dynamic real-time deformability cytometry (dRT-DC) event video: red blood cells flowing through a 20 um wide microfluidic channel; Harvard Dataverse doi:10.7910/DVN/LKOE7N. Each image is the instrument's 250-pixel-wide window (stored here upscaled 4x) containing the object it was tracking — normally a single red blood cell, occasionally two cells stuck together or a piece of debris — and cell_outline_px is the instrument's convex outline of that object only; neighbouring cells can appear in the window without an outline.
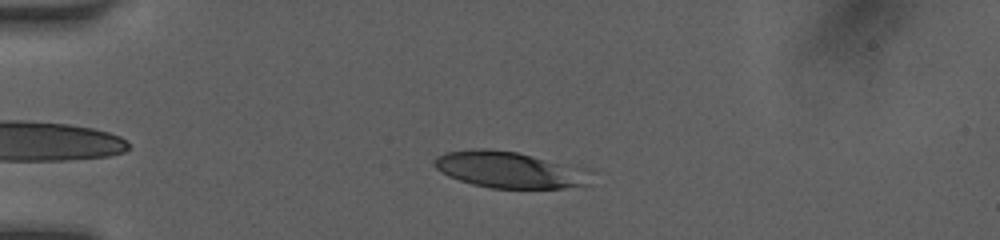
{"species": "human", "species_latin": "Homo sapiens", "temperature_condition": "room temperature", "stored_images_in_passage": 37, "camera_frame_rate_fps": 3000, "um_per_image_px": 0.085, "donor": {"sex": "female"}, "frame": {"image": 1, "passage_image": 6, "time_ms": 1.667, "image_size_px": [1000, 240], "cell_outline_px": [[596, 172], [588, 184], [560, 188], [492, 188], [472, 184], [448, 176], [440, 172], [432, 164], [432, 160], [436, 156], [444, 152], [476, 148], [480, 148], [516, 152], [592, 168]], "centroid_in_image_um": [43.38, 14.42], "position_along_channel_um": 41.6, "area_um2": 33.93}}
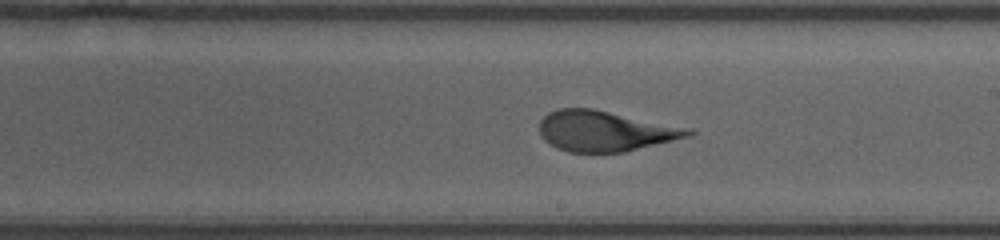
{"frame": {"image": 2, "passage_image": 23, "time_ms": 7.333, "image_size_px": [1000, 240], "cell_outline_px": [[696, 132], [692, 136], [624, 152], [568, 152], [556, 148], [548, 144], [540, 136], [540, 120], [548, 112], [560, 108], [592, 108], [692, 128]], "centroid_in_image_um": [51.44, 11.14], "position_along_channel_um": 237.6, "area_um2": 35.43}}
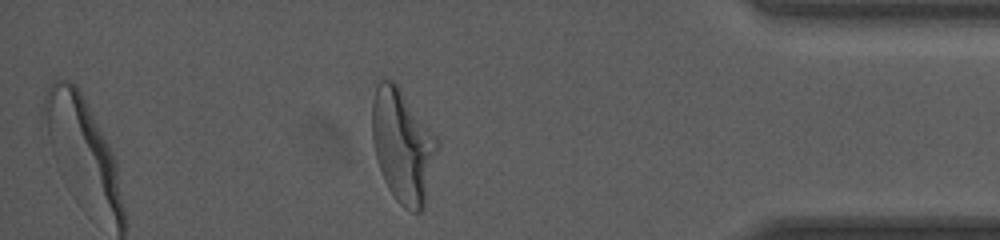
{"frame": {"image": 3, "passage_image": 37, "time_ms": 12.0, "image_size_px": [1000, 240], "cell_outline_px": [[440, 148], [424, 208], [420, 212], [412, 212], [404, 208], [396, 200], [388, 188], [384, 180], [376, 156], [372, 140], [372, 100], [376, 88], [380, 80], [392, 80], [400, 88], [440, 140]], "centroid_in_image_um": [34.27, 12.42], "position_along_channel_um": 400.9, "area_um2": 43.47}}